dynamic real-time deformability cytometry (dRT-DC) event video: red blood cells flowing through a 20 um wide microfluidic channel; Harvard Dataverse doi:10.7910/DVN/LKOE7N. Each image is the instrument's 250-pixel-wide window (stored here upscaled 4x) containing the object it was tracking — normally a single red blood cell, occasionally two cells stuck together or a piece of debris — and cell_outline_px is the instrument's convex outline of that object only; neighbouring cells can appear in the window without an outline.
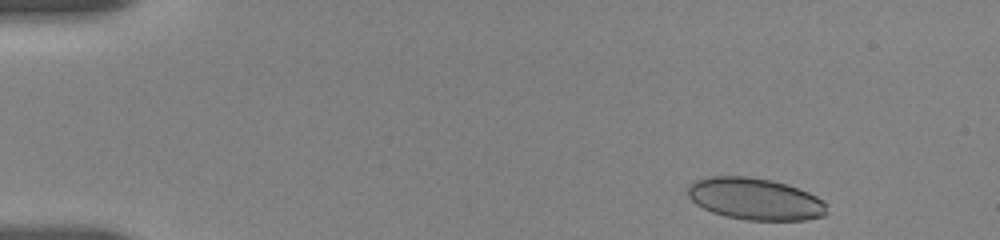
{"species": "human", "species_latin": "Homo sapiens", "temperature_condition": "room temperature", "stored_images_in_passage": 17, "camera_frame_rate_fps": 3000, "um_per_image_px": 0.085, "donor": {"sex": "female"}, "frame": {"image": 1, "passage_image": 1, "time_ms": 0.0, "image_size_px": [1000, 240], "cell_outline_px": [[828, 212], [824, 216], [804, 220], [748, 220], [724, 216], [712, 212], [696, 204], [688, 196], [688, 184], [696, 180], [708, 176], [748, 176], [772, 180], [788, 184], [808, 192], [824, 200], [828, 204]], "centroid_in_image_um": [64.21, 16.9], "position_along_channel_um": 20.8, "area_um2": 34.28}}
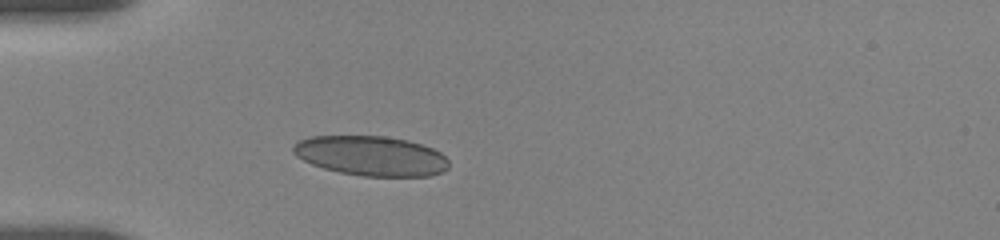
{"frame": {"image": 2, "passage_image": 15, "time_ms": 3.333, "image_size_px": [1000, 240], "cell_outline_px": [[448, 168], [444, 172], [432, 176], [364, 176], [340, 172], [324, 168], [312, 164], [296, 156], [292, 152], [292, 144], [308, 136], [384, 136], [408, 140], [432, 148], [440, 152], [448, 160]], "centroid_in_image_um": [31.54, 13.24], "position_along_channel_um": 53.5, "area_um2": 36.18}}